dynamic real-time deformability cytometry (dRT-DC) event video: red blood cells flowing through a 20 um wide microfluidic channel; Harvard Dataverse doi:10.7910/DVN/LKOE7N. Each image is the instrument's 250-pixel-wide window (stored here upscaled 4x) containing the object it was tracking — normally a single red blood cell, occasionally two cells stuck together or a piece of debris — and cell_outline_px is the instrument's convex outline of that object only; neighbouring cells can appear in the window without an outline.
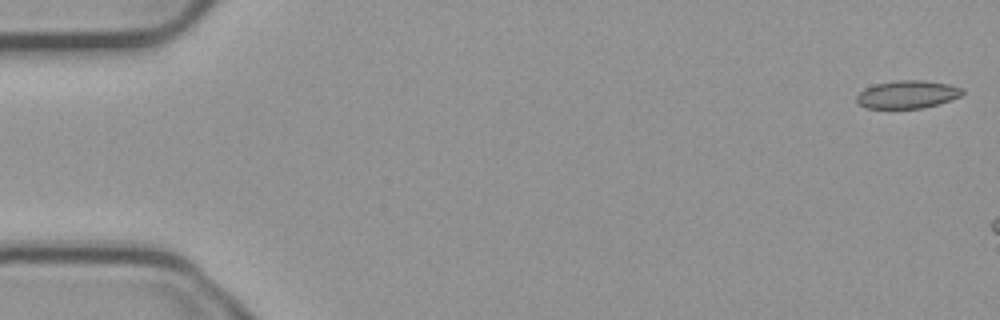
{"species": "common noctule bat (a hibernating species)", "species_latin": "Nyctalus noctula", "temperature_condition": "cold", "stored_images_in_passage": 10, "camera_frame_rate_fps": 3000, "um_per_image_px": 0.085, "animal": {"sex": "male", "body_mass_g": 23.1, "forearm_length_mm": 52.7}, "frame": {"image": 1, "passage_image": 1, "time_ms": 0.0, "image_size_px": [1000, 320], "cell_outline_px": [[964, 92], [960, 96], [924, 108], [868, 108], [860, 104], [856, 100], [856, 96], [864, 88], [876, 84], [896, 80], [920, 80], [948, 84], [964, 88]], "centroid_in_image_um": [77.12, 8.02], "position_along_channel_um": 7.9, "area_um2": 16.99}}